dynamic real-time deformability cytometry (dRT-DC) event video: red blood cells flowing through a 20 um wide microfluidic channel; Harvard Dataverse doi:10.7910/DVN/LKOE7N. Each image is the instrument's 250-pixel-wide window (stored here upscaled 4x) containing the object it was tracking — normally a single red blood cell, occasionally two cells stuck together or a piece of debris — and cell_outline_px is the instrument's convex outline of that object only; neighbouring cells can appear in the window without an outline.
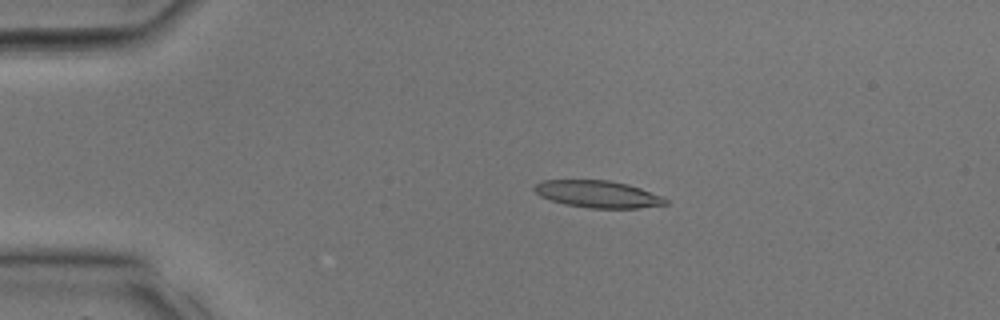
{"species": "common noctule bat (a hibernating species)", "species_latin": "Nyctalus noctula", "temperature_condition": "room temperature", "stored_images_in_passage": 21, "camera_frame_rate_fps": 3000, "um_per_image_px": 0.085, "animal": {"sex": "male", "body_mass_g": 17.9, "forearm_length_mm": 54.2}, "frame": {"image": 1, "passage_image": 6, "time_ms": 1.667, "image_size_px": [1000, 320], "cell_outline_px": [[668, 204], [640, 208], [588, 208], [564, 204], [540, 196], [532, 188], [540, 180], [608, 180], [628, 184], [640, 188], [660, 196], [668, 200]], "centroid_in_image_um": [50.8, 16.5], "position_along_channel_um": 34.2, "area_um2": 20.63}}
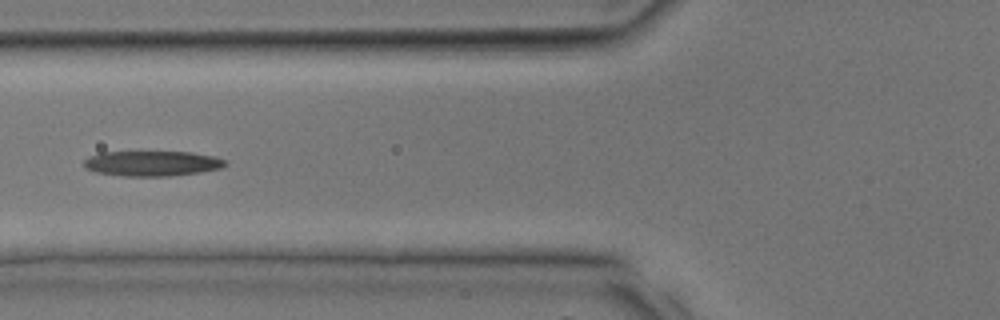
{"frame": {"image": 2, "passage_image": 12, "time_ms": 3.667, "image_size_px": [1000, 320], "cell_outline_px": [[228, 164], [220, 168], [196, 172], [168, 176], [124, 176], [96, 172], [88, 168], [84, 164], [84, 160], [88, 156], [100, 152], [192, 152], [216, 156], [228, 160]], "centroid_in_image_um": [12.96, 13.88], "position_along_channel_um": 112.8, "area_um2": 20.69}}
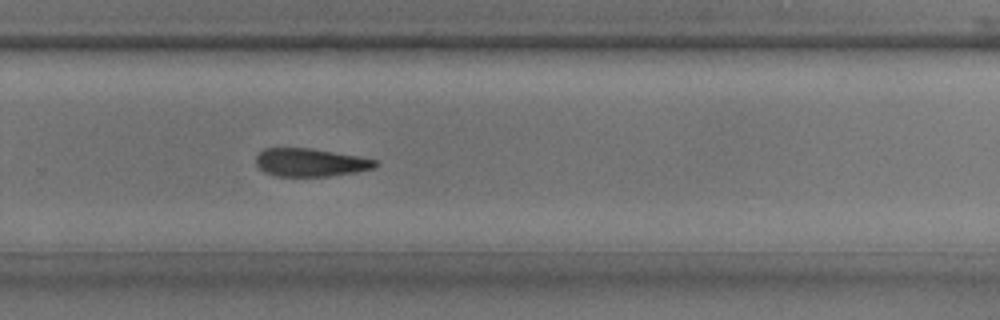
{"frame": {"image": 3, "passage_image": 21, "time_ms": 6.667, "image_size_px": [1000, 320], "cell_outline_px": [[380, 164], [376, 168], [356, 172], [328, 176], [276, 176], [264, 172], [256, 164], [256, 156], [264, 148], [308, 148], [360, 156], [376, 160]], "centroid_in_image_um": [26.41, 13.81], "position_along_channel_um": 303.4, "area_um2": 19.59}}